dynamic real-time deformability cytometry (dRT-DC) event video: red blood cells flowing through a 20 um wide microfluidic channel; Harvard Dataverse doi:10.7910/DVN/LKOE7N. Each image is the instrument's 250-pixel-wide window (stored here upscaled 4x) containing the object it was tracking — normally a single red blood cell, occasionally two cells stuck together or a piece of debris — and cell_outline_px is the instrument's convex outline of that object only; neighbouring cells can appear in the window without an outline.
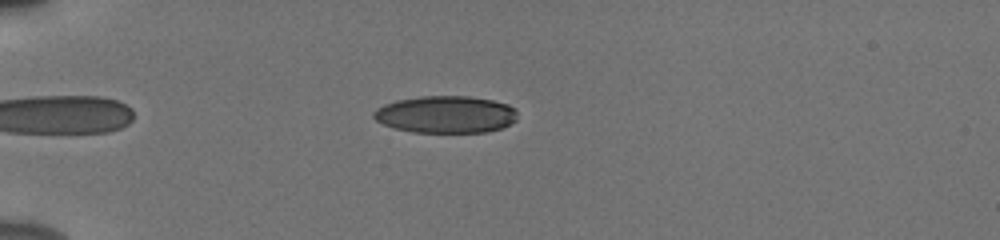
{"species": "human", "species_latin": "Homo sapiens", "temperature_condition": "cold", "stored_images_in_passage": 45, "camera_frame_rate_fps": 3000, "um_per_image_px": 0.085, "donor": {"sex": "male"}, "frame": {"image": 1, "passage_image": 7, "time_ms": 2.0, "image_size_px": [1000, 240], "cell_outline_px": [[516, 120], [500, 128], [484, 132], [412, 132], [396, 128], [384, 124], [376, 120], [372, 116], [372, 112], [376, 108], [384, 104], [396, 100], [420, 96], [468, 96], [492, 100], [508, 104], [516, 108]], "centroid_in_image_um": [37.87, 9.71], "position_along_channel_um": 47.1, "area_um2": 31.1}}
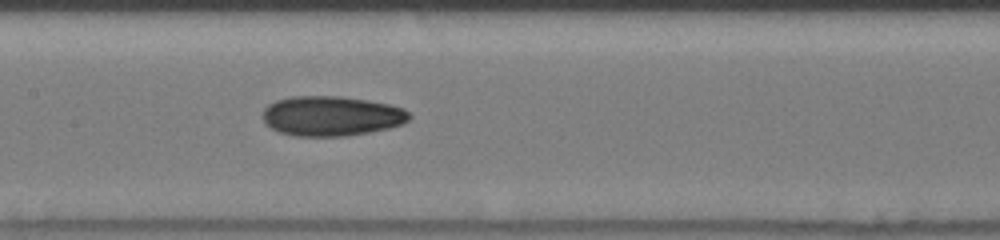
{"frame": {"image": 2, "passage_image": 20, "time_ms": 6.333, "image_size_px": [1000, 240], "cell_outline_px": [[412, 116], [404, 124], [388, 128], [368, 132], [344, 136], [296, 136], [280, 132], [264, 124], [264, 108], [268, 104], [276, 100], [292, 96], [340, 96], [368, 100], [392, 104], [404, 108]], "centroid_in_image_um": [28.19, 9.85], "position_along_channel_um": 179.2, "area_um2": 34.22}}
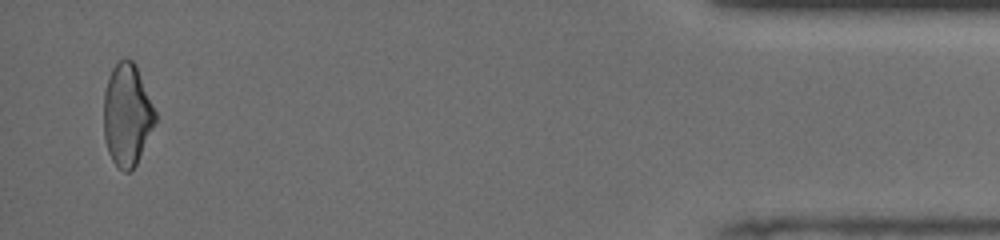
{"frame": {"image": 3, "passage_image": 44, "time_ms": 14.333, "image_size_px": [1000, 240], "cell_outline_px": [[156, 120], [136, 164], [128, 172], [124, 172], [116, 168], [108, 152], [104, 136], [104, 92], [108, 76], [116, 60], [124, 56], [132, 60], [136, 64], [156, 112]], "centroid_in_image_um": [10.78, 9.71], "position_along_channel_um": 424.4, "area_um2": 30.87}, "authors_computed_cell_mechanics": {"area_um2": 31.79, "velocity_mm_per_s": 3.8869, "shape_relaxation_time_tau1_ms": null, "shape_relaxation_time_tau2_ms": 2.5842, "deformation_change_tau1": null, "deformation_change_tau2": 0.09}}